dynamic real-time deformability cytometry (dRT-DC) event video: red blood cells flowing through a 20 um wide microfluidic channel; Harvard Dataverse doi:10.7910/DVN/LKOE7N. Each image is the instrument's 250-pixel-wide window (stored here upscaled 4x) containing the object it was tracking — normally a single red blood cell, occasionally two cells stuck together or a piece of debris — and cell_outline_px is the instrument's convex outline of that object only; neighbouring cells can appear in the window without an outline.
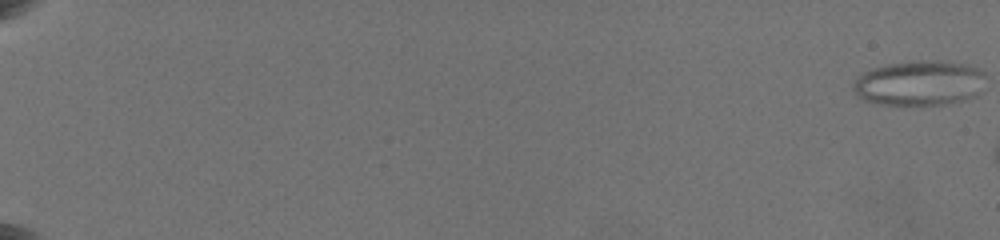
{"species": "common noctule bat (a hibernating species)", "species_latin": "Nyctalus noctula", "temperature_condition": "warm", "stored_images_in_passage": 18, "camera_frame_rate_fps": 3000, "um_per_image_px": 0.085, "animal": {"sex": "female", "body_mass_g": 19.5, "forearm_length_mm": 54.1}, "frame": {"image": 1, "passage_image": 1, "time_ms": 0.0, "image_size_px": [1000, 240], "cell_outline_px": [[984, 76], [980, 92], [976, 96], [964, 100], [944, 104], [880, 104], [864, 100], [852, 88], [852, 84], [856, 76], [872, 68], [888, 64], [916, 60], [940, 60], [968, 64], [984, 72]], "centroid_in_image_um": [78.15, 7.04], "position_along_channel_um": 6.9, "area_um2": 34.8}}